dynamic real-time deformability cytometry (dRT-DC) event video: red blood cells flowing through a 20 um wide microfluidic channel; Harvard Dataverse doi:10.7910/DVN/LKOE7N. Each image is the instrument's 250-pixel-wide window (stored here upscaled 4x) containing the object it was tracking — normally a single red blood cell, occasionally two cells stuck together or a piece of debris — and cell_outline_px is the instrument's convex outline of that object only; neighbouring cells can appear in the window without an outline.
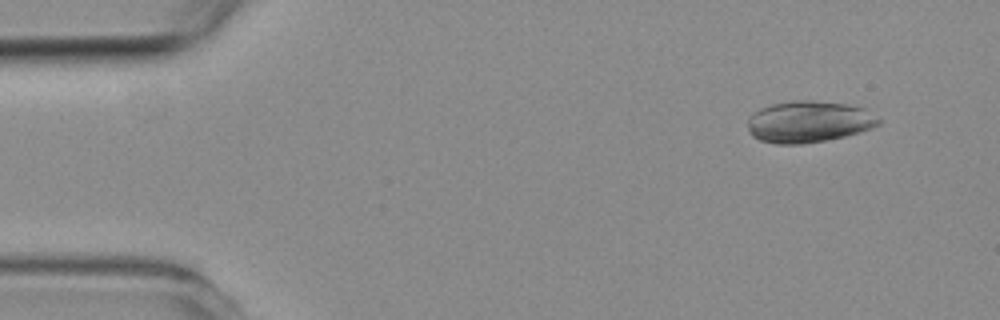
{"species": "common noctule bat (a hibernating species)", "species_latin": "Nyctalus noctula", "temperature_condition": "room temperature", "stored_images_in_passage": 5, "camera_frame_rate_fps": 3000, "um_per_image_px": 0.085, "animal": {"sex": "female", "body_mass_g": 19.3, "forearm_length_mm": 54.1}, "frame": {"image": 1, "passage_image": 2, "time_ms": 1.0, "image_size_px": [1000, 320], "cell_outline_px": [[884, 120], [880, 124], [872, 128], [844, 136], [824, 140], [800, 144], [776, 144], [760, 140], [752, 136], [748, 132], [748, 120], [752, 112], [760, 108], [772, 104], [800, 100], [808, 100], [844, 104], [864, 108]], "centroid_in_image_um": [68.74, 10.35], "position_along_channel_um": 16.3, "area_um2": 31.67}}